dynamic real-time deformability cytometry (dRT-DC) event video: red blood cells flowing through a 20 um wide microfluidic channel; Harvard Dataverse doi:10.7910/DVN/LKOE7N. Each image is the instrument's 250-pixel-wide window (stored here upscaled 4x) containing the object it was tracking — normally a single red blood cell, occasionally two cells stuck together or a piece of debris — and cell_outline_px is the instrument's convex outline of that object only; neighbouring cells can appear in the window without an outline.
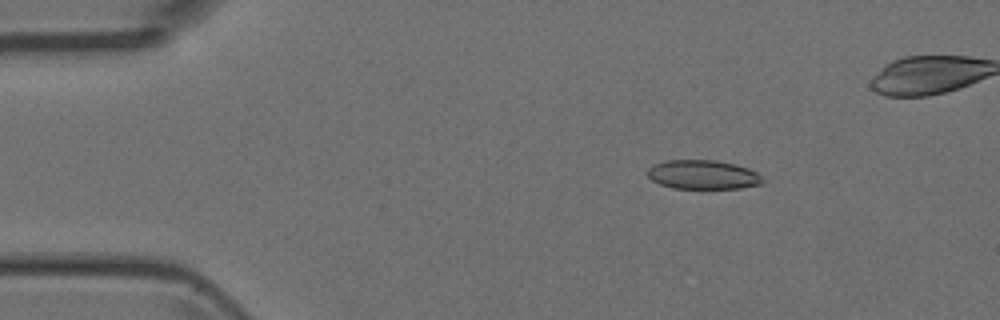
{"species": "Egyptian fruit bat (a non-hibernating species)", "species_latin": "Rousettus aegyptiacus", "temperature_condition": "room temperature", "stored_images_in_passage": 5, "camera_frame_rate_fps": 3000, "um_per_image_px": 0.085, "animal": {"sex": "female"}, "frame": {"image": 1, "passage_image": 3, "time_ms": 2.333, "image_size_px": [1000, 320], "cell_outline_px": [[764, 180], [760, 184], [740, 188], [672, 188], [660, 184], [652, 180], [648, 176], [648, 168], [652, 164], [668, 160], [716, 160], [736, 164], [748, 168], [756, 172]], "centroid_in_image_um": [59.73, 14.84], "position_along_channel_um": 25.3, "area_um2": 19.48}}